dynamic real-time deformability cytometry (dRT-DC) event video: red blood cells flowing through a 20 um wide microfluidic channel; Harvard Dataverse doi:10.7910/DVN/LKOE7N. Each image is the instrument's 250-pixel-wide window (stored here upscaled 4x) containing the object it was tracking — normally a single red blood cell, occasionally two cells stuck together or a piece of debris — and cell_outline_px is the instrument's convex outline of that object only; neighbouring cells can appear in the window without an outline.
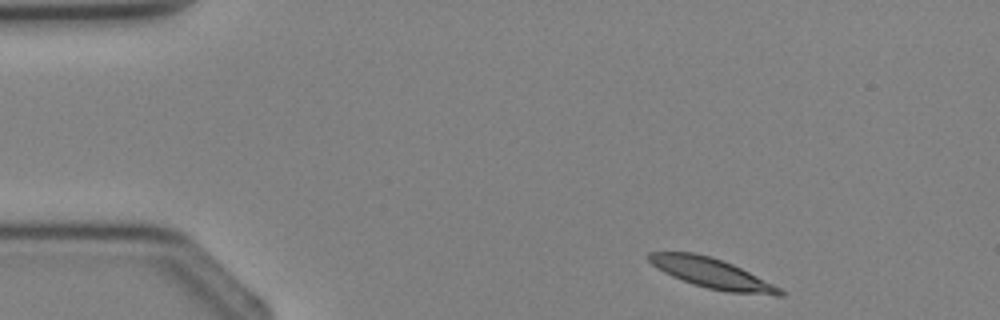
{"species": "Egyptian fruit bat (a non-hibernating species)", "species_latin": "Rousettus aegyptiacus", "temperature_condition": "cold", "stored_images_in_passage": 3, "camera_frame_rate_fps": 3000, "um_per_image_px": 0.085, "animal": {"sex": "female"}, "frame": {"image": 1, "passage_image": 1, "time_ms": 0.0, "image_size_px": [1000, 320], "cell_outline_px": [[784, 296], [776, 296], [728, 292], [708, 288], [692, 284], [672, 276], [664, 272], [652, 264], [644, 256], [648, 252], [692, 252], [708, 256], [732, 264], [780, 288], [784, 292]], "centroid_in_image_um": [60.47, 23.23], "position_along_channel_um": 24.5, "area_um2": 22.6}}
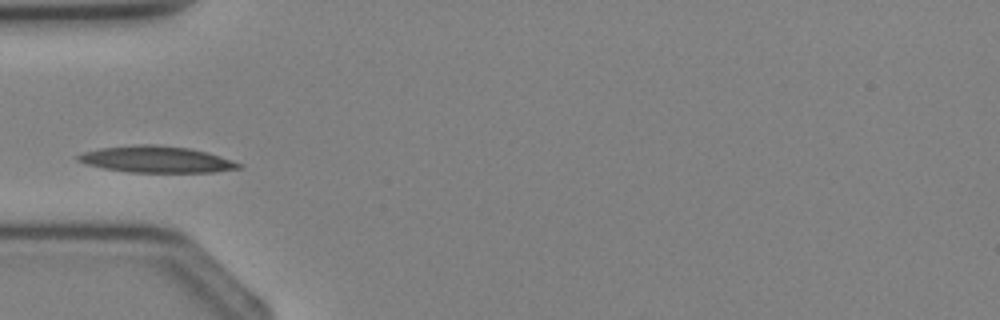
{"frame": {"image": 2, "passage_image": 3, "time_ms": 2.333, "image_size_px": [1000, 320], "cell_outline_px": [[244, 168], [216, 172], [128, 172], [104, 168], [84, 164], [76, 160], [76, 156], [84, 152], [100, 148], [140, 144], [156, 144], [188, 148], [204, 152], [244, 164]], "centroid_in_image_um": [13.28, 13.55], "position_along_channel_um": 71.7, "area_um2": 24.74}}